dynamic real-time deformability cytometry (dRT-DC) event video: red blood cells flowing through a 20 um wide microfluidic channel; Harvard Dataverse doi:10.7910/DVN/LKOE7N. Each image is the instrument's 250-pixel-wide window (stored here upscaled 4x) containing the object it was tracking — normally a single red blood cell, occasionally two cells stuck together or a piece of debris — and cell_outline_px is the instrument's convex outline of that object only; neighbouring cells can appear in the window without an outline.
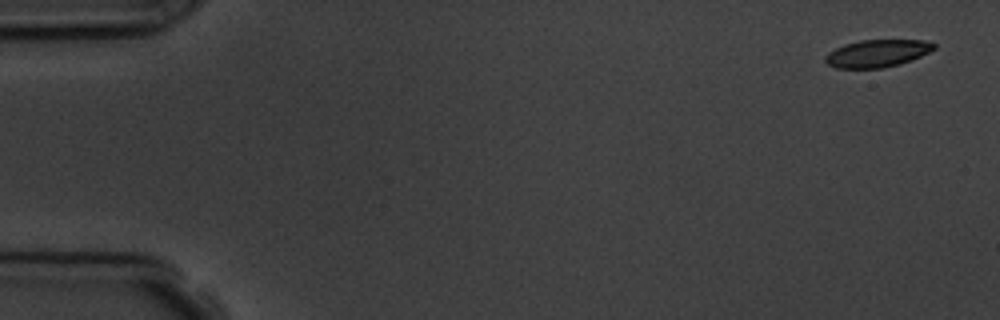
{"species": "common noctule bat (a hibernating species)", "species_latin": "Nyctalus noctula", "temperature_condition": "room temperature", "stored_images_in_passage": 4, "camera_frame_rate_fps": 3000, "um_per_image_px": 0.085, "animal": {"sex": "male", "body_mass_g": 19.5, "forearm_length_mm": 54.6}, "frame": {"image": 1, "passage_image": 1, "time_ms": 0.0, "image_size_px": [1000, 320], "cell_outline_px": [[936, 48], [920, 56], [900, 64], [880, 68], [836, 68], [828, 64], [824, 60], [824, 56], [828, 52], [844, 44], [860, 40], [924, 40], [936, 44]], "centroid_in_image_um": [74.54, 4.53], "position_along_channel_um": 10.5, "area_um2": 17.34}}
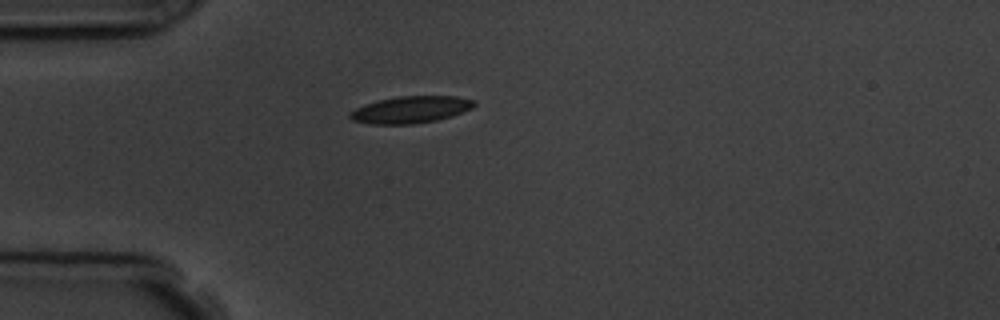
{"frame": {"image": 2, "passage_image": 4, "time_ms": 4.333, "image_size_px": [1000, 320], "cell_outline_px": [[476, 104], [472, 108], [452, 116], [436, 120], [412, 124], [372, 124], [352, 120], [348, 116], [348, 112], [364, 104], [376, 100], [396, 96], [456, 96], [476, 100]], "centroid_in_image_um": [34.89, 9.31], "position_along_channel_um": 50.1, "area_um2": 19.65}}